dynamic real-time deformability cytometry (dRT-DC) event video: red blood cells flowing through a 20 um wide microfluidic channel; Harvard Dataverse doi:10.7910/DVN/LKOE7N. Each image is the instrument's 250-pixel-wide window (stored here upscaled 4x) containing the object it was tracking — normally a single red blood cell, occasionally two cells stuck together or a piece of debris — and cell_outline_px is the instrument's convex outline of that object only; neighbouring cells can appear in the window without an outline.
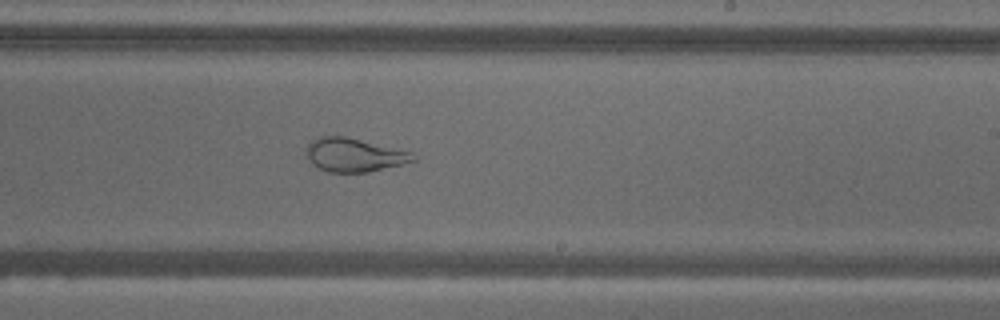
{"species": "common noctule bat (a hibernating species)", "species_latin": "Nyctalus noctula", "temperature_condition": "warm", "stored_images_in_passage": 55, "camera_frame_rate_fps": 3000, "um_per_image_px": 0.085, "animal": {"sex": "male", "body_mass_g": 18.8}, "frame": {"image": 1, "passage_image": 33, "time_ms": 10.667, "image_size_px": [1000, 320], "cell_outline_px": [[416, 160], [404, 164], [368, 172], [328, 172], [312, 164], [308, 160], [304, 152], [308, 144], [316, 136], [348, 136], [412, 152], [416, 156]], "centroid_in_image_um": [30.08, 13.16], "position_along_channel_um": 258.9, "area_um2": 21.21}}
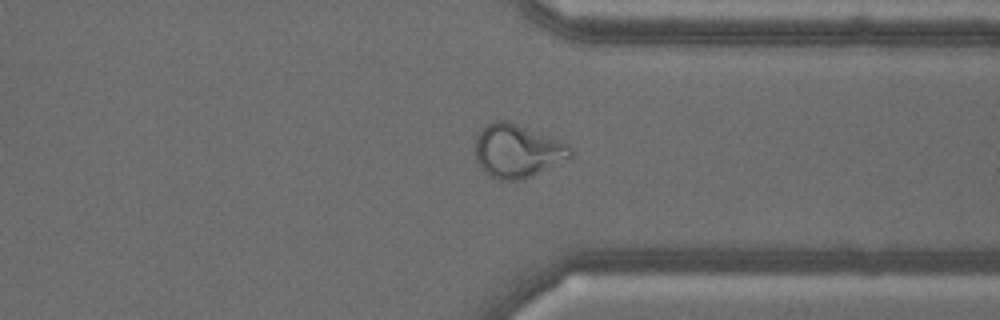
{"frame": {"image": 2, "passage_image": 42, "time_ms": 13.667, "image_size_px": [1000, 320], "cell_outline_px": [[572, 156], [568, 160], [524, 180], [500, 180], [488, 176], [480, 168], [476, 160], [476, 136], [488, 124], [500, 120], [508, 120], [560, 140], [568, 144], [572, 148]], "centroid_in_image_um": [44.0, 12.86], "position_along_channel_um": 367.4, "area_um2": 29.88}}
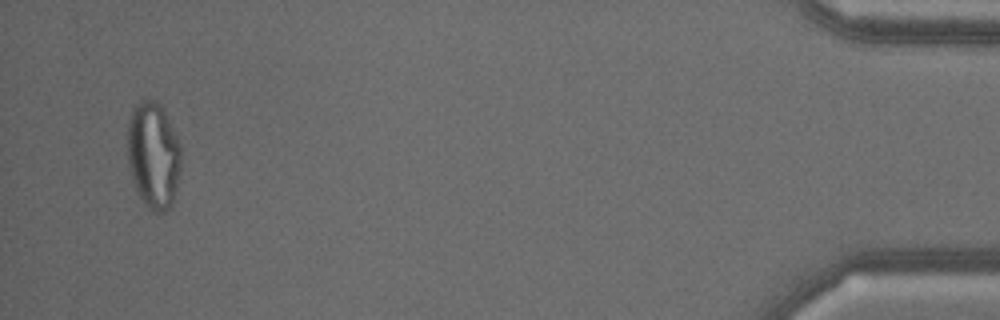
{"frame": {"image": 3, "passage_image": 53, "time_ms": 17.333, "image_size_px": [1000, 320], "cell_outline_px": [[180, 168], [176, 188], [172, 204], [168, 208], [160, 212], [152, 212], [144, 204], [136, 192], [128, 164], [128, 120], [136, 104], [140, 100], [156, 100], [164, 108], [180, 144]], "centroid_in_image_um": [13.03, 13.19], "position_along_channel_um": 422.2, "area_um2": 33.35}}